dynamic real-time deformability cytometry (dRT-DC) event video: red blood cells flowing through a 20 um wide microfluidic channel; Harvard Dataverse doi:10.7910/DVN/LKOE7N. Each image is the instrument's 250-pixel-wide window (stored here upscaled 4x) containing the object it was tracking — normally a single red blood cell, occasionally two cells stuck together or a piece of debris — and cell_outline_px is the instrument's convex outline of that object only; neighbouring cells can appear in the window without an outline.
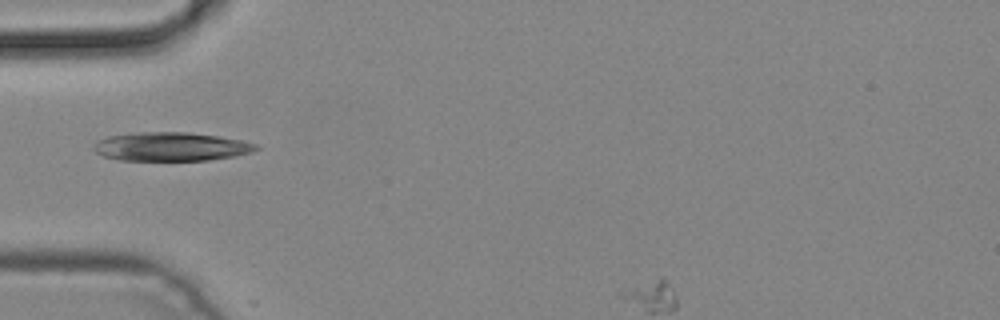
{"species": "common noctule bat (a hibernating species)", "species_latin": "Nyctalus noctula", "temperature_condition": "cold", "stored_images_in_passage": 2, "segment_of_instrument_passage": [1, 2], "camera_frame_rate_fps": 3000, "um_per_image_px": 0.085, "animal": {"sex": "male", "body_mass_g": 19.2, "forearm_length_mm": 51.8}, "frame": {"image": 1, "passage_image": 1, "time_ms": 0.0, "image_size_px": [1000, 320], "cell_outline_px": [[260, 148], [252, 152], [236, 156], [208, 160], [120, 160], [104, 156], [96, 152], [92, 148], [92, 144], [96, 140], [108, 136], [136, 132], [188, 132], [220, 136], [240, 140], [256, 144]], "centroid_in_image_um": [14.52, 12.46], "position_along_channel_um": 70.5, "area_um2": 27.34}}